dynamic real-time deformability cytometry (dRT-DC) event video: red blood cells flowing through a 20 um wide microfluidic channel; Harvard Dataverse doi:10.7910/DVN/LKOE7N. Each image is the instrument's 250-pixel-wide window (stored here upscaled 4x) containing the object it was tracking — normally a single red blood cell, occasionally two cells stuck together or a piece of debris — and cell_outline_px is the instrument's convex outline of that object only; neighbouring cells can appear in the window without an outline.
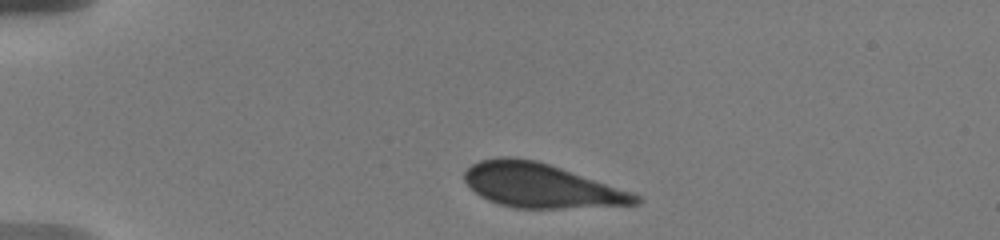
{"species": "human", "species_latin": "Homo sapiens", "temperature_condition": "warm", "stored_images_in_passage": 49, "camera_frame_rate_fps": 3000, "um_per_image_px": 0.085, "donor": {"sex": "male"}, "frame": {"image": 1, "passage_image": 1, "time_ms": 0.0, "image_size_px": [1000, 240], "cell_outline_px": [[644, 200], [640, 204], [560, 208], [516, 208], [500, 204], [488, 200], [480, 196], [464, 180], [464, 172], [472, 164], [480, 160], [496, 156], [512, 156], [536, 160], [636, 192]], "centroid_in_image_um": [46.03, 15.76], "position_along_channel_um": 39.0, "area_um2": 44.27}}
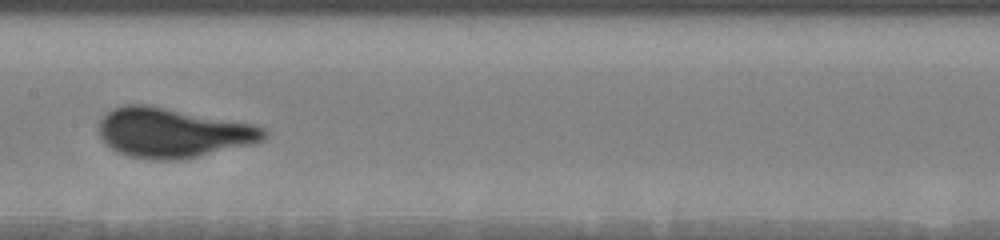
{"frame": {"image": 2, "passage_image": 15, "time_ms": 5.667, "image_size_px": [1000, 240], "cell_outline_px": [[268, 136], [264, 140], [252, 144], [196, 156], [176, 160], [156, 160], [128, 156], [116, 152], [104, 144], [100, 136], [100, 120], [112, 108], [124, 104], [148, 104], [256, 124], [264, 128], [268, 132]], "centroid_in_image_um": [14.69, 11.27], "position_along_channel_um": 192.7, "area_um2": 48.03}}
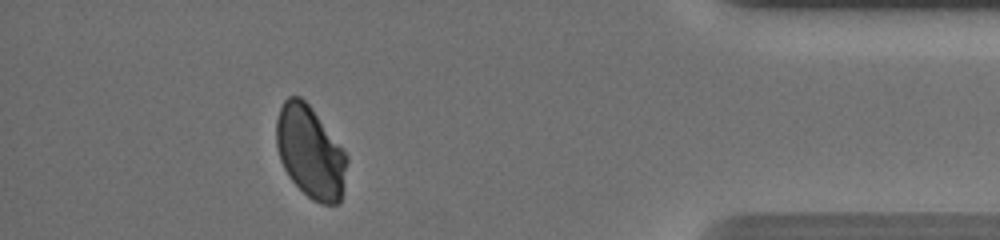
{"frame": {"image": 3, "passage_image": 41, "time_ms": 12.667, "image_size_px": [1000, 240], "cell_outline_px": [[348, 160], [340, 200], [336, 204], [320, 204], [312, 200], [288, 176], [280, 160], [276, 148], [276, 120], [280, 108], [284, 100], [288, 96], [300, 96], [308, 104], [348, 156]], "centroid_in_image_um": [26.34, 12.93], "position_along_channel_um": 408.9, "area_um2": 37.45}, "authors_computed_cell_mechanics": {"area_um2": 43.2922, "velocity_mm_per_s": 3.603, "shape_relaxation_time_tau1_ms": 4.9624, "shape_relaxation_time_tau2_ms": null, "deformation_change_tau1": 0.1169, "deformation_change_tau2": null}}